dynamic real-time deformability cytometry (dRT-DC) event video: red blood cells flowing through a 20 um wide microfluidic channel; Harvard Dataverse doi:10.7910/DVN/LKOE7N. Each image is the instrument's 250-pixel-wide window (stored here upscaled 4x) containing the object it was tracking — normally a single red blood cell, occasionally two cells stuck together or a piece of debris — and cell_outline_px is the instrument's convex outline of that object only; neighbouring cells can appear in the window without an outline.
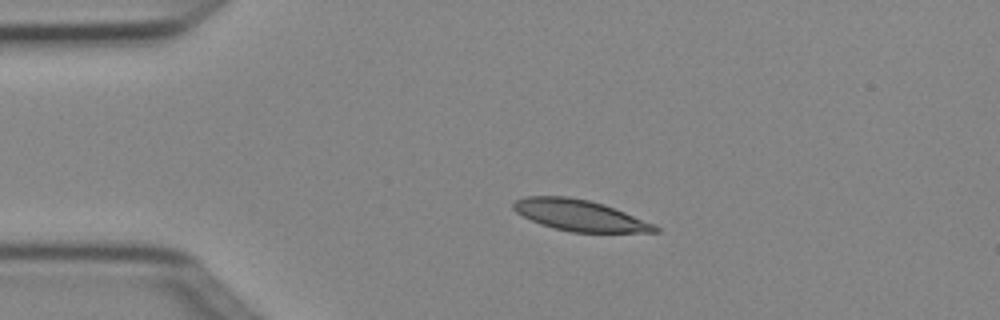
{"species": "Egyptian fruit bat (a non-hibernating species)", "species_latin": "Rousettus aegyptiacus", "temperature_condition": "cold", "stored_images_in_passage": 4, "camera_frame_rate_fps": 3000, "um_per_image_px": 0.085, "animal": {"sex": "female"}, "frame": {"image": 1, "passage_image": 3, "time_ms": 0.667, "image_size_px": [1000, 320], "cell_outline_px": [[660, 232], [572, 232], [540, 224], [516, 212], [512, 208], [512, 204], [516, 200], [524, 196], [568, 196], [588, 200], [604, 204], [624, 212], [652, 224], [660, 228]], "centroid_in_image_um": [49.23, 18.29], "position_along_channel_um": 35.8, "area_um2": 25.32}}